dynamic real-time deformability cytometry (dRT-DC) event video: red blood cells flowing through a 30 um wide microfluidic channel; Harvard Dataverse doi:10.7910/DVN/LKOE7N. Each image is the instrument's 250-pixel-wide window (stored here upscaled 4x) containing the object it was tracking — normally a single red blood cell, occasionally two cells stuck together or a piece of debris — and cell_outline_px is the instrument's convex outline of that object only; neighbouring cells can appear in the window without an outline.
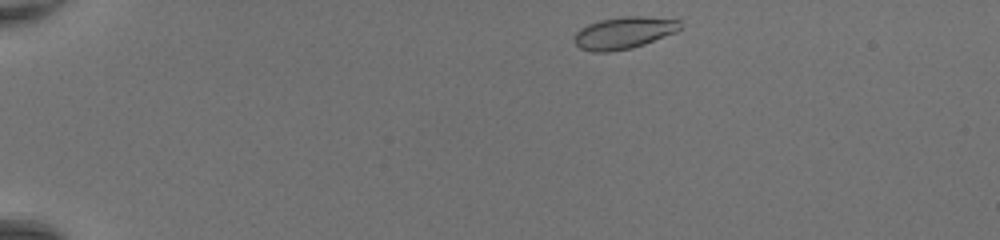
{"species": "common noctule bat (a hibernating species)", "species_latin": "Nyctalus noctula", "temperature_condition": "room temperature", "stored_images_in_passage": 40, "camera_frame_rate_fps": 3000, "um_per_image_px": 0.085, "animal": {"sex": "female", "body_mass_g": 20.0, "forearm_length_mm": 54.0}, "frame": {"image": 1, "passage_image": 1, "time_ms": 0.0, "image_size_px": [1000, 240], "cell_outline_px": [[680, 28], [676, 32], [644, 44], [632, 48], [608, 52], [592, 52], [580, 48], [572, 40], [576, 32], [580, 28], [588, 24], [600, 20], [624, 16], [644, 16], [680, 20]], "centroid_in_image_um": [52.99, 2.79], "position_along_channel_um": 32.0, "area_um2": 19.77}}
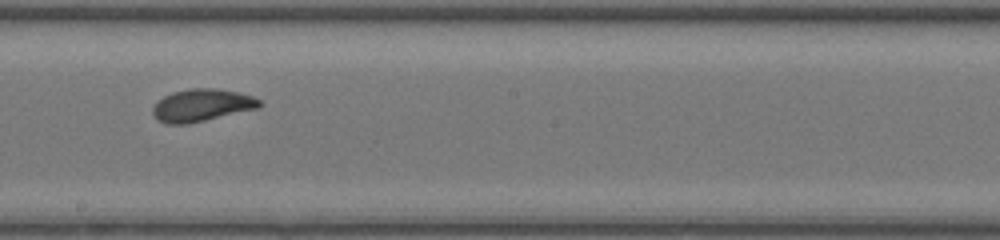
{"frame": {"image": 2, "passage_image": 21, "time_ms": 6.667, "image_size_px": [1000, 240], "cell_outline_px": [[264, 104], [256, 108], [188, 124], [164, 124], [156, 120], [152, 112], [152, 108], [156, 100], [172, 92], [188, 88], [216, 88], [236, 92], [252, 96], [260, 100]], "centroid_in_image_um": [17.08, 8.94], "position_along_channel_um": 231.1, "area_um2": 20.23}}
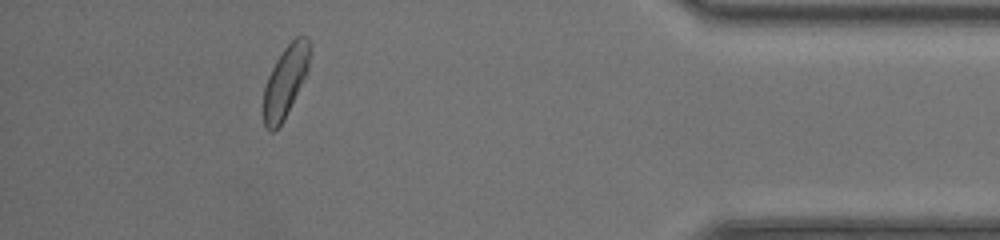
{"frame": {"image": 3, "passage_image": 36, "time_ms": 11.667, "image_size_px": [1000, 240], "cell_outline_px": [[312, 44], [308, 72], [284, 120], [272, 132], [268, 132], [264, 128], [264, 88], [268, 76], [276, 60], [284, 48], [296, 36], [304, 36]], "centroid_in_image_um": [24.28, 6.9], "position_along_channel_um": 410.9, "area_um2": 19.36}, "authors_computed_cell_mechanics": {"area_um2": 19.7387, "velocity_mm_per_s": 4.3839, "shape_relaxation_time_tau1_ms": 3.7583, "shape_relaxation_time_tau2_ms": 0.8995, "deformation_change_tau1": 0.1475, "deformation_change_tau2": 0.0529}}